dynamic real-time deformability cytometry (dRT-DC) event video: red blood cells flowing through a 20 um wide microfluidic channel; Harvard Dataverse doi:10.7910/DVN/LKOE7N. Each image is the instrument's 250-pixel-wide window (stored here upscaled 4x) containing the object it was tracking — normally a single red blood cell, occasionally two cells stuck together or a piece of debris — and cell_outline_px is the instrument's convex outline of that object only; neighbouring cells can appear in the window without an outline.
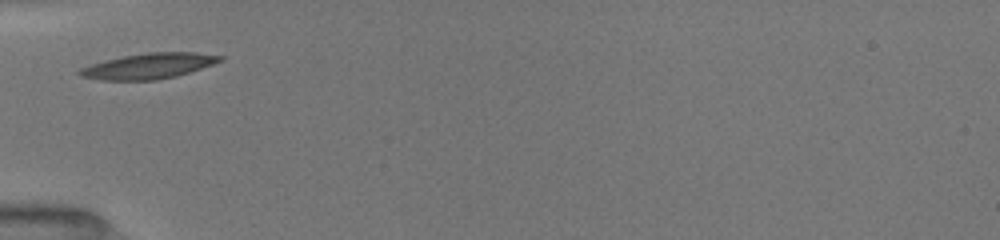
{"species": "common noctule bat (a hibernating species)", "species_latin": "Nyctalus noctula", "temperature_condition": "room temperature", "stored_images_in_passage": 8, "camera_frame_rate_fps": 3000, "um_per_image_px": 0.085, "animal": {"sex": "female", "body_mass_g": 19.5, "forearm_length_mm": 54.1}, "frame": {"image": 1, "passage_image": 1, "time_ms": 0.0, "image_size_px": [1000, 240], "cell_outline_px": [[224, 60], [176, 76], [156, 80], [100, 80], [80, 76], [76, 72], [80, 68], [104, 60], [124, 56], [148, 52], [196, 52], [224, 56]], "centroid_in_image_um": [12.62, 5.61], "position_along_channel_um": 72.4, "area_um2": 20.81}}
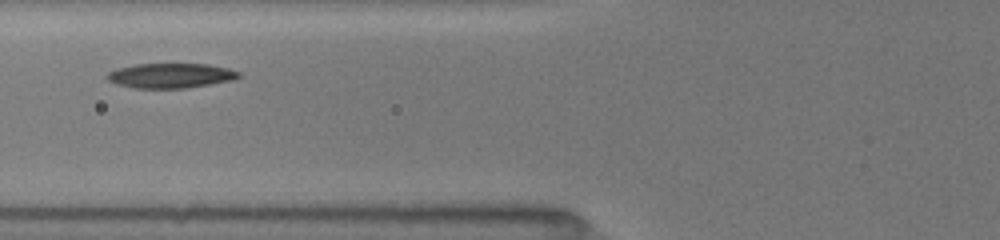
{"frame": {"image": 2, "passage_image": 7, "time_ms": 1.0, "image_size_px": [1000, 240], "cell_outline_px": [[240, 76], [232, 80], [184, 88], [136, 88], [116, 84], [108, 80], [104, 76], [108, 72], [116, 68], [136, 64], [208, 64], [228, 68], [240, 72]], "centroid_in_image_um": [14.46, 6.42], "position_along_channel_um": 111.3, "area_um2": 18.96}}